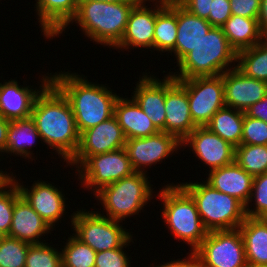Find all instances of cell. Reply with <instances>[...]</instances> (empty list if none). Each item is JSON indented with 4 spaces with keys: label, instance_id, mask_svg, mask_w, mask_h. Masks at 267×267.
Masks as SVG:
<instances>
[{
    "label": "cell",
    "instance_id": "cell-1",
    "mask_svg": "<svg viewBox=\"0 0 267 267\" xmlns=\"http://www.w3.org/2000/svg\"><path fill=\"white\" fill-rule=\"evenodd\" d=\"M31 118L41 141L67 163L78 149L80 133L70 103L51 81L37 95Z\"/></svg>",
    "mask_w": 267,
    "mask_h": 267
},
{
    "label": "cell",
    "instance_id": "cell-2",
    "mask_svg": "<svg viewBox=\"0 0 267 267\" xmlns=\"http://www.w3.org/2000/svg\"><path fill=\"white\" fill-rule=\"evenodd\" d=\"M50 76L70 103L80 134L114 116L119 96L108 86L92 83L77 73L55 72Z\"/></svg>",
    "mask_w": 267,
    "mask_h": 267
},
{
    "label": "cell",
    "instance_id": "cell-3",
    "mask_svg": "<svg viewBox=\"0 0 267 267\" xmlns=\"http://www.w3.org/2000/svg\"><path fill=\"white\" fill-rule=\"evenodd\" d=\"M138 2L79 1L70 23L79 24L85 37L93 43L116 47L124 34L128 17Z\"/></svg>",
    "mask_w": 267,
    "mask_h": 267
},
{
    "label": "cell",
    "instance_id": "cell-4",
    "mask_svg": "<svg viewBox=\"0 0 267 267\" xmlns=\"http://www.w3.org/2000/svg\"><path fill=\"white\" fill-rule=\"evenodd\" d=\"M237 52L231 47L221 27H212L201 41L178 64L172 74L176 80L217 76L231 70Z\"/></svg>",
    "mask_w": 267,
    "mask_h": 267
},
{
    "label": "cell",
    "instance_id": "cell-5",
    "mask_svg": "<svg viewBox=\"0 0 267 267\" xmlns=\"http://www.w3.org/2000/svg\"><path fill=\"white\" fill-rule=\"evenodd\" d=\"M159 194V195H158ZM157 196L163 203L162 218L175 239L183 240L194 252L206 237L196 203L180 184H167Z\"/></svg>",
    "mask_w": 267,
    "mask_h": 267
},
{
    "label": "cell",
    "instance_id": "cell-6",
    "mask_svg": "<svg viewBox=\"0 0 267 267\" xmlns=\"http://www.w3.org/2000/svg\"><path fill=\"white\" fill-rule=\"evenodd\" d=\"M180 185L194 199L205 229L210 231L238 228L245 220V205L237 198L222 193L206 181Z\"/></svg>",
    "mask_w": 267,
    "mask_h": 267
},
{
    "label": "cell",
    "instance_id": "cell-7",
    "mask_svg": "<svg viewBox=\"0 0 267 267\" xmlns=\"http://www.w3.org/2000/svg\"><path fill=\"white\" fill-rule=\"evenodd\" d=\"M148 178L145 173L133 172L97 191L94 196L105 208V217L123 222L132 215H138L153 199L154 193Z\"/></svg>",
    "mask_w": 267,
    "mask_h": 267
},
{
    "label": "cell",
    "instance_id": "cell-8",
    "mask_svg": "<svg viewBox=\"0 0 267 267\" xmlns=\"http://www.w3.org/2000/svg\"><path fill=\"white\" fill-rule=\"evenodd\" d=\"M78 210L71 214L73 235L95 252L122 247L131 237L117 220H112L101 212ZM128 231V232H127Z\"/></svg>",
    "mask_w": 267,
    "mask_h": 267
},
{
    "label": "cell",
    "instance_id": "cell-9",
    "mask_svg": "<svg viewBox=\"0 0 267 267\" xmlns=\"http://www.w3.org/2000/svg\"><path fill=\"white\" fill-rule=\"evenodd\" d=\"M202 267H246L245 249L239 228L207 233L194 251Z\"/></svg>",
    "mask_w": 267,
    "mask_h": 267
},
{
    "label": "cell",
    "instance_id": "cell-10",
    "mask_svg": "<svg viewBox=\"0 0 267 267\" xmlns=\"http://www.w3.org/2000/svg\"><path fill=\"white\" fill-rule=\"evenodd\" d=\"M76 171L81 186L94 194L134 172L125 148L90 156Z\"/></svg>",
    "mask_w": 267,
    "mask_h": 267
},
{
    "label": "cell",
    "instance_id": "cell-11",
    "mask_svg": "<svg viewBox=\"0 0 267 267\" xmlns=\"http://www.w3.org/2000/svg\"><path fill=\"white\" fill-rule=\"evenodd\" d=\"M187 90L190 113L196 126H206L225 107L222 74L178 80Z\"/></svg>",
    "mask_w": 267,
    "mask_h": 267
},
{
    "label": "cell",
    "instance_id": "cell-12",
    "mask_svg": "<svg viewBox=\"0 0 267 267\" xmlns=\"http://www.w3.org/2000/svg\"><path fill=\"white\" fill-rule=\"evenodd\" d=\"M125 135L115 116L101 122L80 134L79 146L74 156L67 162L79 168L90 156L124 148Z\"/></svg>",
    "mask_w": 267,
    "mask_h": 267
},
{
    "label": "cell",
    "instance_id": "cell-13",
    "mask_svg": "<svg viewBox=\"0 0 267 267\" xmlns=\"http://www.w3.org/2000/svg\"><path fill=\"white\" fill-rule=\"evenodd\" d=\"M181 147V142L174 135L158 132L148 137L127 139L124 148L134 172L146 174L147 166L151 168V165L162 162Z\"/></svg>",
    "mask_w": 267,
    "mask_h": 267
},
{
    "label": "cell",
    "instance_id": "cell-14",
    "mask_svg": "<svg viewBox=\"0 0 267 267\" xmlns=\"http://www.w3.org/2000/svg\"><path fill=\"white\" fill-rule=\"evenodd\" d=\"M170 73L165 75V132L182 142L197 126L191 117L186 88Z\"/></svg>",
    "mask_w": 267,
    "mask_h": 267
},
{
    "label": "cell",
    "instance_id": "cell-15",
    "mask_svg": "<svg viewBox=\"0 0 267 267\" xmlns=\"http://www.w3.org/2000/svg\"><path fill=\"white\" fill-rule=\"evenodd\" d=\"M190 146L209 171L234 162L235 147L214 134L206 126H197L182 142L181 146Z\"/></svg>",
    "mask_w": 267,
    "mask_h": 267
},
{
    "label": "cell",
    "instance_id": "cell-16",
    "mask_svg": "<svg viewBox=\"0 0 267 267\" xmlns=\"http://www.w3.org/2000/svg\"><path fill=\"white\" fill-rule=\"evenodd\" d=\"M10 177L16 182L20 195L28 202V204L50 225L52 229L55 223L62 219L65 213V197L58 187L47 181L37 180L31 188L19 184L13 176ZM29 188V189H28Z\"/></svg>",
    "mask_w": 267,
    "mask_h": 267
},
{
    "label": "cell",
    "instance_id": "cell-17",
    "mask_svg": "<svg viewBox=\"0 0 267 267\" xmlns=\"http://www.w3.org/2000/svg\"><path fill=\"white\" fill-rule=\"evenodd\" d=\"M224 102L227 107L244 111L267 94V82L246 76L236 65L222 74Z\"/></svg>",
    "mask_w": 267,
    "mask_h": 267
},
{
    "label": "cell",
    "instance_id": "cell-18",
    "mask_svg": "<svg viewBox=\"0 0 267 267\" xmlns=\"http://www.w3.org/2000/svg\"><path fill=\"white\" fill-rule=\"evenodd\" d=\"M147 1L155 3L154 8L145 6ZM155 22V0H140L131 10L122 39L115 49L127 50L133 46V49L143 47L154 50Z\"/></svg>",
    "mask_w": 267,
    "mask_h": 267
},
{
    "label": "cell",
    "instance_id": "cell-19",
    "mask_svg": "<svg viewBox=\"0 0 267 267\" xmlns=\"http://www.w3.org/2000/svg\"><path fill=\"white\" fill-rule=\"evenodd\" d=\"M40 89L29 86H19L16 80L0 83V115L9 120H19L31 117L32 107L37 95L50 82L51 76L41 78Z\"/></svg>",
    "mask_w": 267,
    "mask_h": 267
},
{
    "label": "cell",
    "instance_id": "cell-20",
    "mask_svg": "<svg viewBox=\"0 0 267 267\" xmlns=\"http://www.w3.org/2000/svg\"><path fill=\"white\" fill-rule=\"evenodd\" d=\"M145 74L139 78L131 98L151 119L154 126L160 132H165L166 77L159 80L156 76Z\"/></svg>",
    "mask_w": 267,
    "mask_h": 267
},
{
    "label": "cell",
    "instance_id": "cell-21",
    "mask_svg": "<svg viewBox=\"0 0 267 267\" xmlns=\"http://www.w3.org/2000/svg\"><path fill=\"white\" fill-rule=\"evenodd\" d=\"M50 225L20 195L15 200L12 224L7 236L29 244L42 243L41 237L51 233Z\"/></svg>",
    "mask_w": 267,
    "mask_h": 267
},
{
    "label": "cell",
    "instance_id": "cell-22",
    "mask_svg": "<svg viewBox=\"0 0 267 267\" xmlns=\"http://www.w3.org/2000/svg\"><path fill=\"white\" fill-rule=\"evenodd\" d=\"M36 12L46 39L62 34L77 12L79 0H35ZM52 37V38H51Z\"/></svg>",
    "mask_w": 267,
    "mask_h": 267
},
{
    "label": "cell",
    "instance_id": "cell-23",
    "mask_svg": "<svg viewBox=\"0 0 267 267\" xmlns=\"http://www.w3.org/2000/svg\"><path fill=\"white\" fill-rule=\"evenodd\" d=\"M253 178L234 161L229 165L209 171L206 182L246 205L252 191Z\"/></svg>",
    "mask_w": 267,
    "mask_h": 267
},
{
    "label": "cell",
    "instance_id": "cell-24",
    "mask_svg": "<svg viewBox=\"0 0 267 267\" xmlns=\"http://www.w3.org/2000/svg\"><path fill=\"white\" fill-rule=\"evenodd\" d=\"M213 26L207 19L189 13L177 2V39L174 53L177 64L201 41Z\"/></svg>",
    "mask_w": 267,
    "mask_h": 267
},
{
    "label": "cell",
    "instance_id": "cell-25",
    "mask_svg": "<svg viewBox=\"0 0 267 267\" xmlns=\"http://www.w3.org/2000/svg\"><path fill=\"white\" fill-rule=\"evenodd\" d=\"M114 116L126 140L148 137L160 132L133 99L120 97L114 106Z\"/></svg>",
    "mask_w": 267,
    "mask_h": 267
},
{
    "label": "cell",
    "instance_id": "cell-26",
    "mask_svg": "<svg viewBox=\"0 0 267 267\" xmlns=\"http://www.w3.org/2000/svg\"><path fill=\"white\" fill-rule=\"evenodd\" d=\"M238 228L247 264L267 265V218L246 217Z\"/></svg>",
    "mask_w": 267,
    "mask_h": 267
},
{
    "label": "cell",
    "instance_id": "cell-27",
    "mask_svg": "<svg viewBox=\"0 0 267 267\" xmlns=\"http://www.w3.org/2000/svg\"><path fill=\"white\" fill-rule=\"evenodd\" d=\"M154 51L171 52L177 39V1L155 0Z\"/></svg>",
    "mask_w": 267,
    "mask_h": 267
},
{
    "label": "cell",
    "instance_id": "cell-28",
    "mask_svg": "<svg viewBox=\"0 0 267 267\" xmlns=\"http://www.w3.org/2000/svg\"><path fill=\"white\" fill-rule=\"evenodd\" d=\"M221 28L237 53L260 43L261 31L256 18L232 14Z\"/></svg>",
    "mask_w": 267,
    "mask_h": 267
},
{
    "label": "cell",
    "instance_id": "cell-29",
    "mask_svg": "<svg viewBox=\"0 0 267 267\" xmlns=\"http://www.w3.org/2000/svg\"><path fill=\"white\" fill-rule=\"evenodd\" d=\"M37 139L40 140L41 136L31 117L10 121L4 153H13V156L19 155L34 160L30 149Z\"/></svg>",
    "mask_w": 267,
    "mask_h": 267
},
{
    "label": "cell",
    "instance_id": "cell-30",
    "mask_svg": "<svg viewBox=\"0 0 267 267\" xmlns=\"http://www.w3.org/2000/svg\"><path fill=\"white\" fill-rule=\"evenodd\" d=\"M244 114V111L225 106L212 116L206 127L232 146H240Z\"/></svg>",
    "mask_w": 267,
    "mask_h": 267
},
{
    "label": "cell",
    "instance_id": "cell-31",
    "mask_svg": "<svg viewBox=\"0 0 267 267\" xmlns=\"http://www.w3.org/2000/svg\"><path fill=\"white\" fill-rule=\"evenodd\" d=\"M236 67L246 76L267 82V49L260 43L237 53Z\"/></svg>",
    "mask_w": 267,
    "mask_h": 267
},
{
    "label": "cell",
    "instance_id": "cell-32",
    "mask_svg": "<svg viewBox=\"0 0 267 267\" xmlns=\"http://www.w3.org/2000/svg\"><path fill=\"white\" fill-rule=\"evenodd\" d=\"M234 161L254 176L267 172V145H240L235 147Z\"/></svg>",
    "mask_w": 267,
    "mask_h": 267
},
{
    "label": "cell",
    "instance_id": "cell-33",
    "mask_svg": "<svg viewBox=\"0 0 267 267\" xmlns=\"http://www.w3.org/2000/svg\"><path fill=\"white\" fill-rule=\"evenodd\" d=\"M62 248V267H95L96 253L90 246L70 235Z\"/></svg>",
    "mask_w": 267,
    "mask_h": 267
},
{
    "label": "cell",
    "instance_id": "cell-34",
    "mask_svg": "<svg viewBox=\"0 0 267 267\" xmlns=\"http://www.w3.org/2000/svg\"><path fill=\"white\" fill-rule=\"evenodd\" d=\"M29 243L10 236L0 240V267H25Z\"/></svg>",
    "mask_w": 267,
    "mask_h": 267
},
{
    "label": "cell",
    "instance_id": "cell-35",
    "mask_svg": "<svg viewBox=\"0 0 267 267\" xmlns=\"http://www.w3.org/2000/svg\"><path fill=\"white\" fill-rule=\"evenodd\" d=\"M7 188L10 189L7 190ZM19 196V188L11 177L0 186V233L3 236L9 234L15 200Z\"/></svg>",
    "mask_w": 267,
    "mask_h": 267
},
{
    "label": "cell",
    "instance_id": "cell-36",
    "mask_svg": "<svg viewBox=\"0 0 267 267\" xmlns=\"http://www.w3.org/2000/svg\"><path fill=\"white\" fill-rule=\"evenodd\" d=\"M48 243L30 244L25 267H62L61 251Z\"/></svg>",
    "mask_w": 267,
    "mask_h": 267
},
{
    "label": "cell",
    "instance_id": "cell-37",
    "mask_svg": "<svg viewBox=\"0 0 267 267\" xmlns=\"http://www.w3.org/2000/svg\"><path fill=\"white\" fill-rule=\"evenodd\" d=\"M254 199V208L249 207L250 202ZM246 217L250 218H267V172L254 176L252 191L245 205Z\"/></svg>",
    "mask_w": 267,
    "mask_h": 267
},
{
    "label": "cell",
    "instance_id": "cell-38",
    "mask_svg": "<svg viewBox=\"0 0 267 267\" xmlns=\"http://www.w3.org/2000/svg\"><path fill=\"white\" fill-rule=\"evenodd\" d=\"M241 145H267V123L244 114Z\"/></svg>",
    "mask_w": 267,
    "mask_h": 267
},
{
    "label": "cell",
    "instance_id": "cell-39",
    "mask_svg": "<svg viewBox=\"0 0 267 267\" xmlns=\"http://www.w3.org/2000/svg\"><path fill=\"white\" fill-rule=\"evenodd\" d=\"M132 240L131 237L122 247L97 252L95 267H131V260L123 250L130 244V242H133Z\"/></svg>",
    "mask_w": 267,
    "mask_h": 267
},
{
    "label": "cell",
    "instance_id": "cell-40",
    "mask_svg": "<svg viewBox=\"0 0 267 267\" xmlns=\"http://www.w3.org/2000/svg\"><path fill=\"white\" fill-rule=\"evenodd\" d=\"M231 15L229 0H213L207 20L213 27H222Z\"/></svg>",
    "mask_w": 267,
    "mask_h": 267
},
{
    "label": "cell",
    "instance_id": "cell-41",
    "mask_svg": "<svg viewBox=\"0 0 267 267\" xmlns=\"http://www.w3.org/2000/svg\"><path fill=\"white\" fill-rule=\"evenodd\" d=\"M231 13L247 18H258L261 0H229Z\"/></svg>",
    "mask_w": 267,
    "mask_h": 267
},
{
    "label": "cell",
    "instance_id": "cell-42",
    "mask_svg": "<svg viewBox=\"0 0 267 267\" xmlns=\"http://www.w3.org/2000/svg\"><path fill=\"white\" fill-rule=\"evenodd\" d=\"M189 13L208 19L213 0H176Z\"/></svg>",
    "mask_w": 267,
    "mask_h": 267
},
{
    "label": "cell",
    "instance_id": "cell-43",
    "mask_svg": "<svg viewBox=\"0 0 267 267\" xmlns=\"http://www.w3.org/2000/svg\"><path fill=\"white\" fill-rule=\"evenodd\" d=\"M244 113L251 118L260 119L267 123V94L263 99L245 110Z\"/></svg>",
    "mask_w": 267,
    "mask_h": 267
},
{
    "label": "cell",
    "instance_id": "cell-44",
    "mask_svg": "<svg viewBox=\"0 0 267 267\" xmlns=\"http://www.w3.org/2000/svg\"><path fill=\"white\" fill-rule=\"evenodd\" d=\"M155 267H202V265L198 256L194 252H191L187 258L185 257L182 260L177 259L176 261L171 260L161 265H155Z\"/></svg>",
    "mask_w": 267,
    "mask_h": 267
},
{
    "label": "cell",
    "instance_id": "cell-45",
    "mask_svg": "<svg viewBox=\"0 0 267 267\" xmlns=\"http://www.w3.org/2000/svg\"><path fill=\"white\" fill-rule=\"evenodd\" d=\"M10 121L0 115V154L6 150V139Z\"/></svg>",
    "mask_w": 267,
    "mask_h": 267
},
{
    "label": "cell",
    "instance_id": "cell-46",
    "mask_svg": "<svg viewBox=\"0 0 267 267\" xmlns=\"http://www.w3.org/2000/svg\"><path fill=\"white\" fill-rule=\"evenodd\" d=\"M260 31L267 30V0H261L258 15Z\"/></svg>",
    "mask_w": 267,
    "mask_h": 267
},
{
    "label": "cell",
    "instance_id": "cell-47",
    "mask_svg": "<svg viewBox=\"0 0 267 267\" xmlns=\"http://www.w3.org/2000/svg\"><path fill=\"white\" fill-rule=\"evenodd\" d=\"M79 1H97V2L120 3V2H139L140 0H79Z\"/></svg>",
    "mask_w": 267,
    "mask_h": 267
},
{
    "label": "cell",
    "instance_id": "cell-48",
    "mask_svg": "<svg viewBox=\"0 0 267 267\" xmlns=\"http://www.w3.org/2000/svg\"><path fill=\"white\" fill-rule=\"evenodd\" d=\"M260 44L267 49V30L261 31Z\"/></svg>",
    "mask_w": 267,
    "mask_h": 267
},
{
    "label": "cell",
    "instance_id": "cell-49",
    "mask_svg": "<svg viewBox=\"0 0 267 267\" xmlns=\"http://www.w3.org/2000/svg\"><path fill=\"white\" fill-rule=\"evenodd\" d=\"M10 178V174L5 171V173L0 170V186H2L8 179Z\"/></svg>",
    "mask_w": 267,
    "mask_h": 267
},
{
    "label": "cell",
    "instance_id": "cell-50",
    "mask_svg": "<svg viewBox=\"0 0 267 267\" xmlns=\"http://www.w3.org/2000/svg\"><path fill=\"white\" fill-rule=\"evenodd\" d=\"M246 267H267V265L247 264Z\"/></svg>",
    "mask_w": 267,
    "mask_h": 267
}]
</instances>
